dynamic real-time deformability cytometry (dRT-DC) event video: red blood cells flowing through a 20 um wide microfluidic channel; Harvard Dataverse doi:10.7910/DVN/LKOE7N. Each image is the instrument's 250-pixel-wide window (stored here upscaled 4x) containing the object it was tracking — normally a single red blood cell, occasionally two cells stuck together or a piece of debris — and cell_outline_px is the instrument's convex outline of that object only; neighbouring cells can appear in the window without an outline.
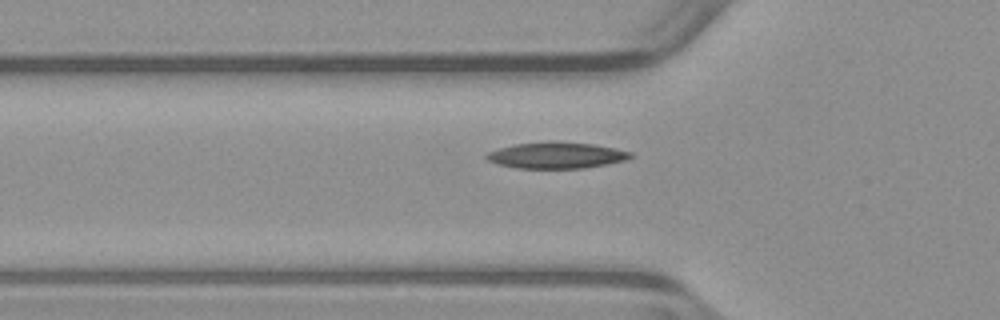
{"species": "common noctule bat (a hibernating species)", "species_latin": "Nyctalus noctula", "temperature_condition": "warm", "stored_images_in_passage": 36, "camera_frame_rate_fps": 3000, "um_per_image_px": 0.085, "animal": {"sex": "male", "body_mass_g": 23.1, "forearm_length_mm": 52.7}, "frame": {"image": 1, "passage_image": 7, "time_ms": 2.0, "image_size_px": [1000, 320], "cell_outline_px": [[636, 156], [624, 160], [608, 164], [584, 168], [516, 168], [496, 164], [488, 160], [484, 156], [488, 152], [512, 144], [552, 140], [592, 144], [632, 152]], "centroid_in_image_um": [47.27, 13.19], "position_along_channel_um": 78.5, "area_um2": 22.25}}
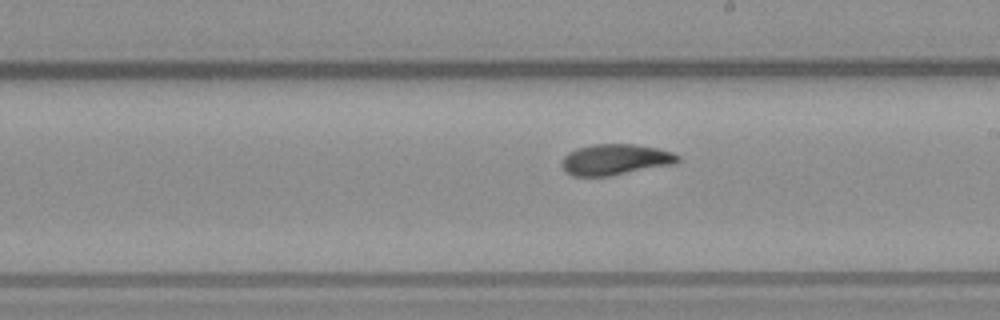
{"frame": {"image": 2, "passage_image": 19, "time_ms": 6.0, "image_size_px": [1000, 320], "cell_outline_px": [[680, 160], [676, 164], [608, 176], [572, 176], [564, 172], [560, 164], [564, 156], [568, 152], [576, 148], [592, 144], [636, 144], [656, 148], [672, 152], [680, 156]], "centroid_in_image_um": [52.27, 13.56], "position_along_channel_um": 236.7, "area_um2": 21.15}}
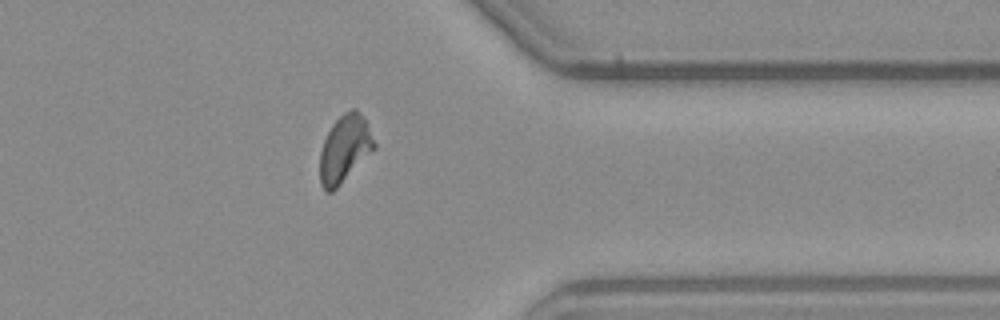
{"frame": {"image": 3, "passage_image": 31, "time_ms": 10.0, "image_size_px": [1000, 320], "cell_outline_px": [[376, 148], [332, 192], [324, 192], [320, 184], [320, 152], [324, 140], [332, 124], [344, 112], [352, 108], [356, 108], [364, 116], [368, 124], [376, 144]], "centroid_in_image_um": [29.3, 12.63], "position_along_channel_um": 382.1, "area_um2": 21.33}}